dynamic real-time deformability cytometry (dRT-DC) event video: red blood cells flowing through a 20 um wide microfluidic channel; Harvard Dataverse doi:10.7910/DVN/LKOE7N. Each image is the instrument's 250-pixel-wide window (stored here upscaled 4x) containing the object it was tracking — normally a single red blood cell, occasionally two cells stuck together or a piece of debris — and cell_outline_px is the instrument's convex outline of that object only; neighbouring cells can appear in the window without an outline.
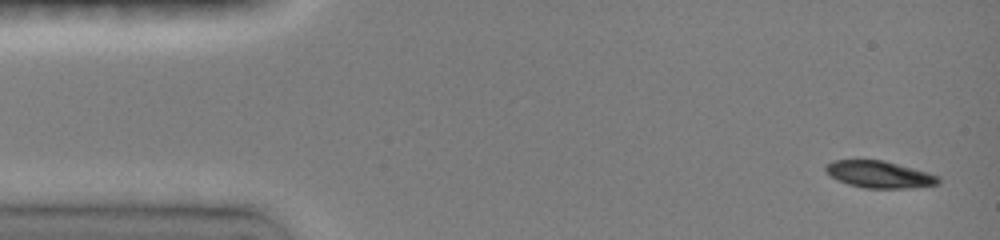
{"species": "common noctule bat (a hibernating species)", "species_latin": "Nyctalus noctula", "temperature_condition": "room temperature", "stored_images_in_passage": 17, "camera_frame_rate_fps": 3000, "um_per_image_px": 0.085, "animal": {"sex": "female", "body_mass_g": 19.0, "forearm_length_mm": 51.5}, "frame": {"image": 1, "passage_image": 1, "time_ms": 0.0, "image_size_px": [1000, 240], "cell_outline_px": [[940, 184], [916, 188], [864, 188], [848, 184], [836, 180], [824, 168], [824, 164], [832, 160], [884, 160], [928, 172], [940, 176]], "centroid_in_image_um": [74.77, 14.83], "position_along_channel_um": 10.2, "area_um2": 17.92}}
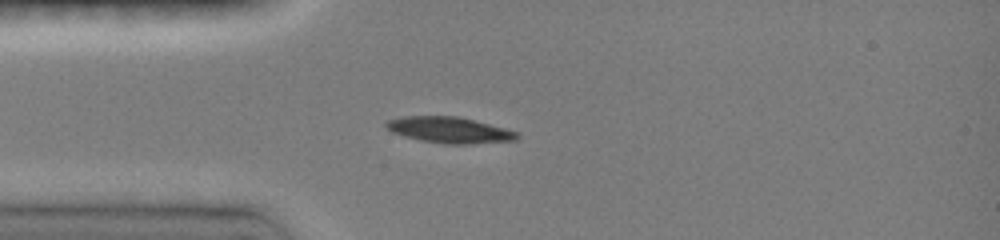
{"frame": {"image": 2, "passage_image": 10, "time_ms": 3.333, "image_size_px": [1000, 240], "cell_outline_px": [[520, 136], [516, 140], [472, 144], [444, 144], [420, 140], [404, 136], [392, 132], [384, 124], [388, 120], [400, 116], [456, 116], [504, 128], [516, 132]], "centroid_in_image_um": [38.17, 11.05], "position_along_channel_um": 46.8, "area_um2": 19.71}}
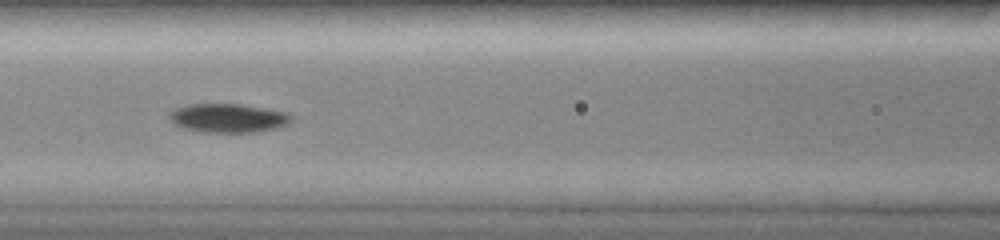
{"frame": {"image": 3, "passage_image": 16, "time_ms": 6.0, "image_size_px": [1000, 240], "cell_outline_px": [[292, 120], [288, 124], [276, 128], [260, 132], [204, 132], [184, 128], [176, 124], [168, 116], [168, 112], [184, 104], [240, 104], [288, 112], [292, 116]], "centroid_in_image_um": [19.41, 10.03], "position_along_channel_um": 147.2, "area_um2": 20.58}}